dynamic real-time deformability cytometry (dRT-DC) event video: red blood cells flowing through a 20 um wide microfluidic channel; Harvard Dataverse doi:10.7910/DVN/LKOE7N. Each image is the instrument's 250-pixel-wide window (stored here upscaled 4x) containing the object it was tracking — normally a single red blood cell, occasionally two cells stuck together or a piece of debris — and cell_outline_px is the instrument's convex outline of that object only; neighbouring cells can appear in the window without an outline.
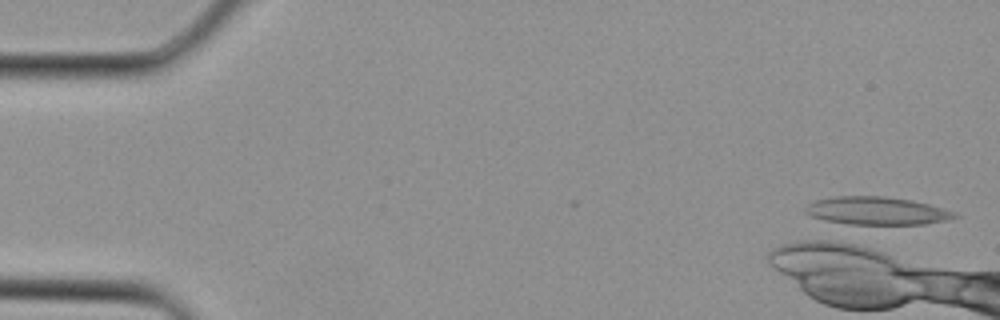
{"species": "Egyptian fruit bat (a non-hibernating species)", "species_latin": "Rousettus aegyptiacus", "temperature_condition": "cold", "stored_images_in_passage": 3, "camera_frame_rate_fps": 3000, "um_per_image_px": 0.085, "animal": {"sex": "female"}, "frame": {"image": 1, "passage_image": 3, "time_ms": 0.667, "image_size_px": [1000, 320], "cell_outline_px": [[960, 216], [948, 220], [924, 224], [856, 228], [824, 220], [812, 216], [804, 212], [804, 208], [808, 204], [816, 200], [836, 196], [884, 196], [912, 200], [928, 204], [956, 212]], "centroid_in_image_um": [74.5, 17.98], "position_along_channel_um": 10.5, "area_um2": 25.61}}